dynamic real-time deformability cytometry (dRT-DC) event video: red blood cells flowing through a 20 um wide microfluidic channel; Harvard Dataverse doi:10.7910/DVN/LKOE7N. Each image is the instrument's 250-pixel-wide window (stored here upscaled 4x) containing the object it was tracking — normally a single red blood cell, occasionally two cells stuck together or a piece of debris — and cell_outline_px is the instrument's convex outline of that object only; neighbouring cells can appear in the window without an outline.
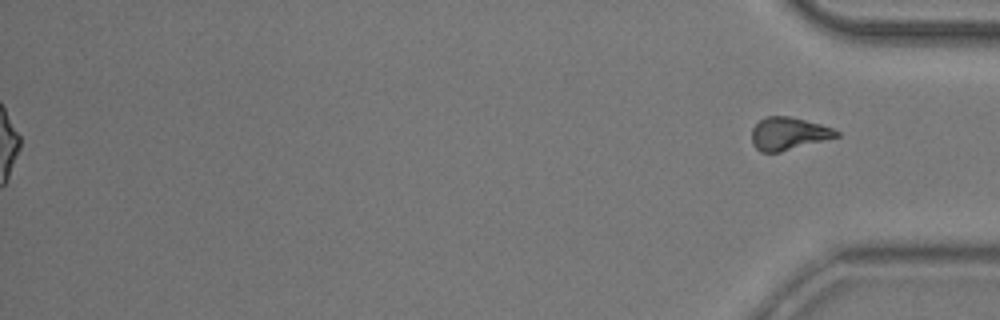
{"species": "common noctule bat (a hibernating species)", "species_latin": "Nyctalus noctula", "temperature_condition": "room temperature", "stored_images_in_passage": 41, "segment_of_instrument_passage": [2, 2], "camera_frame_rate_fps": 3000, "um_per_image_px": 0.085, "animal": {"sex": "male", "body_mass_g": 20.5, "forearm_length_mm": 52.5}, "frame": {"image": 1, "passage_image": 41, "time_ms": 13.333, "image_size_px": [1000, 320], "cell_outline_px": [[840, 136], [780, 152], [760, 152], [752, 144], [752, 128], [764, 116], [792, 116], [820, 124], [832, 128], [840, 132]], "centroid_in_image_um": [67.01, 11.35], "position_along_channel_um": 368.2, "area_um2": 16.18}}